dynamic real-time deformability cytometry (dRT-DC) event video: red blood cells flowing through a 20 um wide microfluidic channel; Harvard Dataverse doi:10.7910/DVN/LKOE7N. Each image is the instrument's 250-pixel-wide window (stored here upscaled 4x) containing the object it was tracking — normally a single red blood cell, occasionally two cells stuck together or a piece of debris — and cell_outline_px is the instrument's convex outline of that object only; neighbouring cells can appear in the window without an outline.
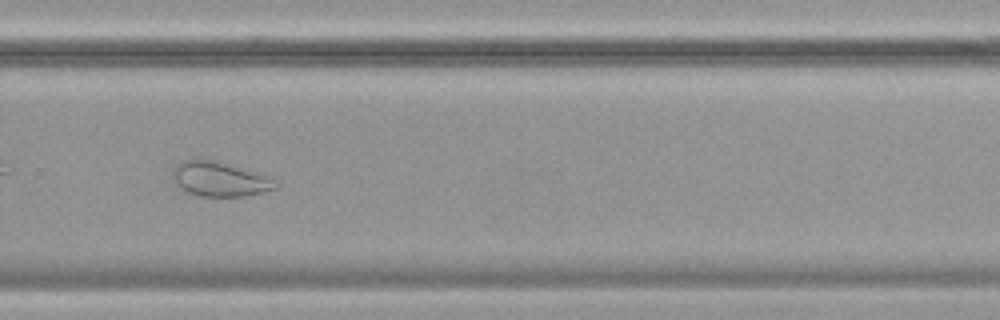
{"species": "common noctule bat (a hibernating species)", "species_latin": "Nyctalus noctula", "temperature_condition": "cold", "stored_images_in_passage": 43, "camera_frame_rate_fps": 3000, "um_per_image_px": 0.085, "animal": {"sex": "female", "body_mass_g": 19.9}, "frame": {"image": 1, "passage_image": 25, "time_ms": 8.0, "image_size_px": [1000, 320], "cell_outline_px": [[280, 184], [276, 188], [244, 196], [200, 196], [188, 192], [176, 180], [172, 172], [176, 164], [180, 160], [192, 156], [196, 156], [272, 176], [280, 180]], "centroid_in_image_um": [18.72, 15.18], "position_along_channel_um": 311.1, "area_um2": 20.92}, "authors_computed_cell_mechanics": {"area_um2": 23.2356, "velocity_mm_per_s": 3.4495, "shape_relaxation_time_tau1_ms": null, "shape_relaxation_time_tau2_ms": 1.2828, "deformation_change_tau1": null, "deformation_change_tau2": 0.0573}}